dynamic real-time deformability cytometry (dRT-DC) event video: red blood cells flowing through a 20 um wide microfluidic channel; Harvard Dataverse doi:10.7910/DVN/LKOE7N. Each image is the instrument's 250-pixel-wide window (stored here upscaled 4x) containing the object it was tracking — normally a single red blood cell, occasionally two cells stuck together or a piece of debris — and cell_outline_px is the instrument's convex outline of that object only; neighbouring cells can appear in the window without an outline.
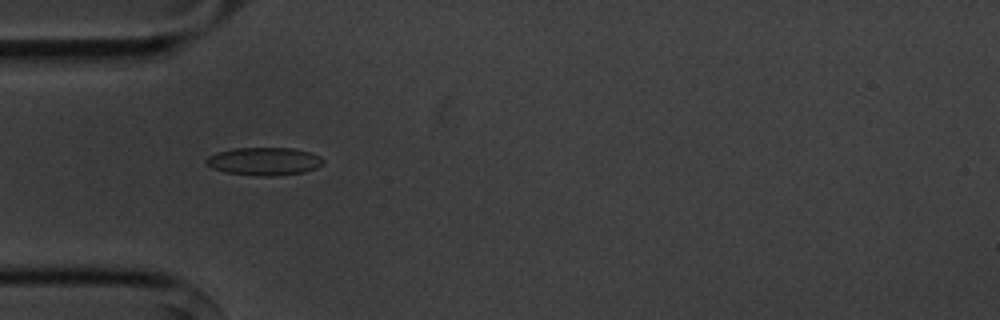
{"species": "common noctule bat (a hibernating species)", "species_latin": "Nyctalus noctula", "temperature_condition": "cold", "stored_images_in_passage": 4, "camera_frame_rate_fps": 3000, "um_per_image_px": 0.085, "animal": {"sex": "male", "body_mass_g": 20.1, "forearm_length_mm": 53.5}, "frame": {"image": 1, "passage_image": 3, "time_ms": 2.333, "image_size_px": [1000, 320], "cell_outline_px": [[324, 164], [316, 168], [304, 172], [276, 176], [256, 176], [224, 172], [212, 168], [204, 164], [204, 160], [208, 156], [216, 152], [232, 148], [292, 148], [312, 152], [320, 156], [324, 160]], "centroid_in_image_um": [22.44, 13.71], "position_along_channel_um": 62.6, "area_um2": 19.42}}
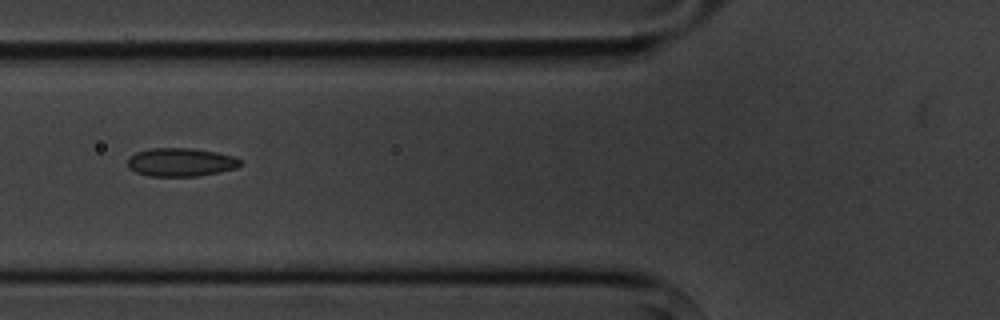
{"frame": {"image": 2, "passage_image": 4, "time_ms": 3.667, "image_size_px": [1000, 320], "cell_outline_px": [[240, 164], [236, 168], [220, 172], [196, 176], [148, 176], [136, 172], [128, 168], [128, 156], [136, 152], [152, 148], [192, 148], [216, 152], [232, 156], [240, 160]], "centroid_in_image_um": [15.32, 13.79], "position_along_channel_um": 110.5, "area_um2": 18.61}}